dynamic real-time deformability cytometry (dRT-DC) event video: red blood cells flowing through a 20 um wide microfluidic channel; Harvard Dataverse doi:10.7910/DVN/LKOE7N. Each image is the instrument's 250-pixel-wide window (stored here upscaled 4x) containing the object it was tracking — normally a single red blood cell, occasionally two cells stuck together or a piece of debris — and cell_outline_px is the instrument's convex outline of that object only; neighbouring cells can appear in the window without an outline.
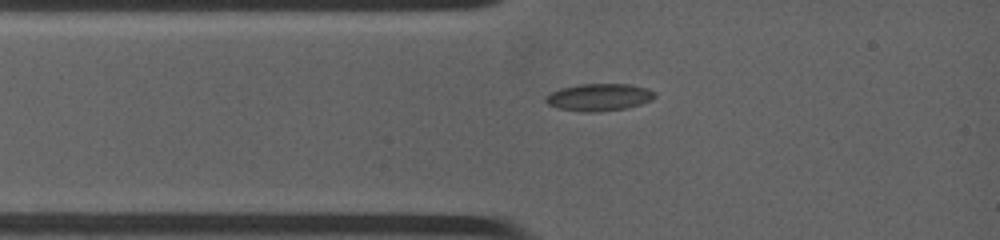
{"species": "common noctule bat (a hibernating species)", "species_latin": "Nyctalus noctula", "temperature_condition": "warm", "stored_images_in_passage": 41, "camera_frame_rate_fps": 4500, "um_per_image_px": 0.085, "animal": {"sex": "female", "body_mass_g": 19.0, "forearm_length_mm": 53.3}, "frame": {"image": 1, "passage_image": 1, "time_ms": 0.0, "image_size_px": [1000, 240], "cell_outline_px": [[656, 96], [652, 100], [640, 104], [624, 108], [596, 112], [588, 112], [556, 108], [548, 104], [544, 100], [544, 96], [560, 88], [580, 84], [628, 84], [648, 88], [656, 92]], "centroid_in_image_um": [50.91, 8.25], "position_along_channel_um": 34.1, "area_um2": 17.34}}
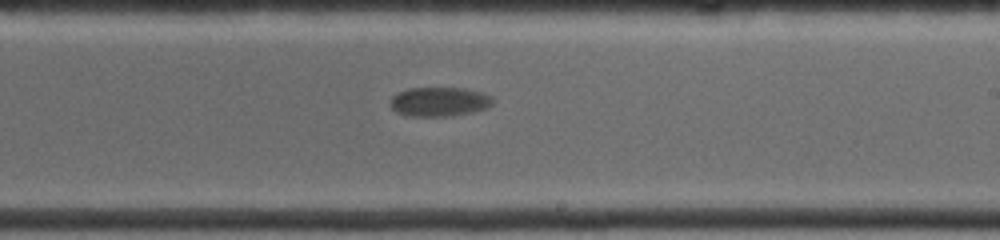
{"frame": {"image": 2, "passage_image": 16, "time_ms": 6.0, "image_size_px": [1000, 240], "cell_outline_px": [[492, 104], [488, 108], [472, 112], [452, 116], [412, 116], [396, 112], [388, 104], [388, 100], [396, 92], [408, 88], [464, 88], [480, 92], [492, 96]], "centroid_in_image_um": [37.3, 8.64], "position_along_channel_um": 251.7, "area_um2": 17.69}}
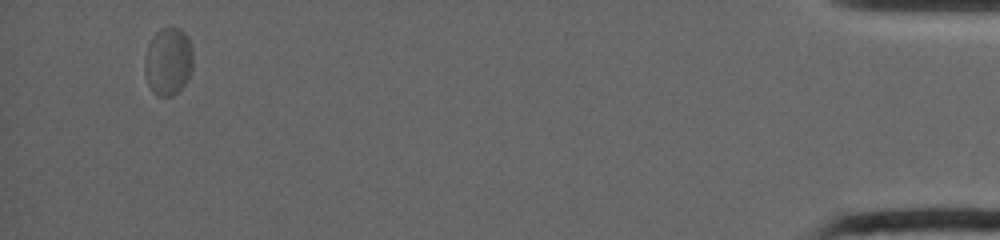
{"frame": {"image": 3, "passage_image": 36, "time_ms": 14.0, "image_size_px": [1000, 240], "cell_outline_px": [[192, 68], [188, 80], [172, 96], [160, 96], [152, 92], [148, 84], [144, 72], [144, 56], [148, 44], [152, 36], [160, 28], [172, 24], [180, 28], [188, 36], [192, 48]], "centroid_in_image_um": [14.28, 5.16], "position_along_channel_um": 420.9, "area_um2": 19.59}, "authors_computed_cell_mechanics": {"area_um2": 17.9758, "velocity_mm_per_s": 3.6713, "shape_relaxation_time_tau1_ms": 3.0148, "shape_relaxation_time_tau2_ms": null, "deformation_change_tau1": 0.0417, "deformation_change_tau2": null}}